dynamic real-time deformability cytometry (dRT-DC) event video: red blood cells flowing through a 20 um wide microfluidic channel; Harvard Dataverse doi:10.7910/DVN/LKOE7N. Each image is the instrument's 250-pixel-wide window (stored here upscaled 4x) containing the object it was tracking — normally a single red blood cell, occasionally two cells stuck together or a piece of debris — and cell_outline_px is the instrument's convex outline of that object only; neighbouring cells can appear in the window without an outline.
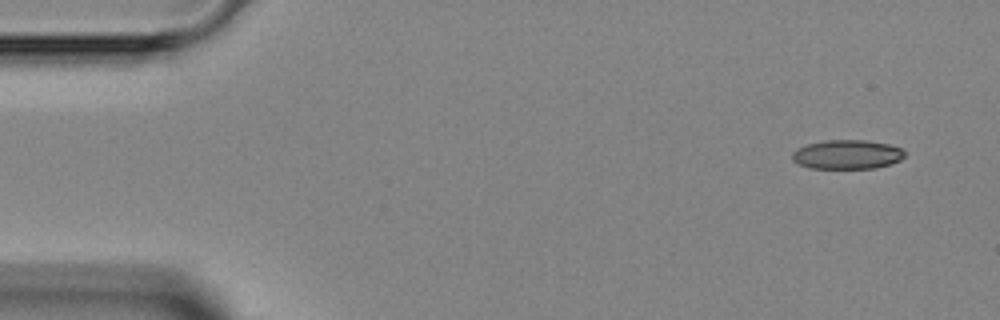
{"species": "Egyptian fruit bat (a non-hibernating species)", "species_latin": "Rousettus aegyptiacus", "temperature_condition": "room temperature", "stored_images_in_passage": 4, "camera_frame_rate_fps": 3000, "um_per_image_px": 0.085, "animal": {"sex": "female"}, "frame": {"image": 1, "passage_image": 1, "time_ms": 0.0, "image_size_px": [1000, 320], "cell_outline_px": [[904, 156], [900, 160], [876, 168], [808, 168], [792, 160], [792, 152], [796, 148], [808, 144], [824, 140], [864, 140], [888, 144], [900, 148], [904, 152]], "centroid_in_image_um": [71.96, 13.13], "position_along_channel_um": 13.0, "area_um2": 19.02}}
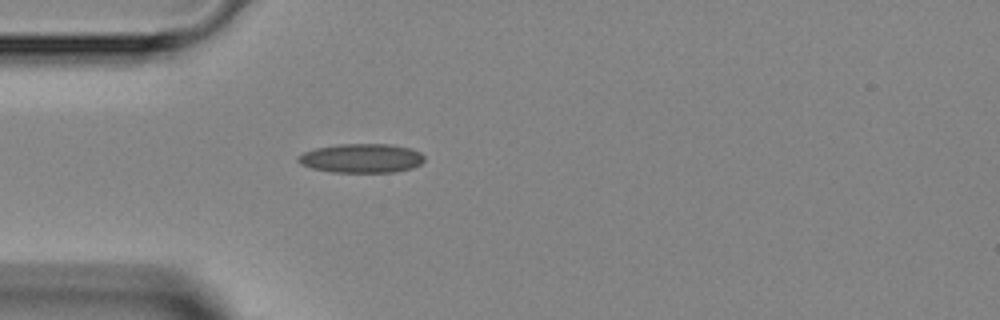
{"frame": {"image": 2, "passage_image": 4, "time_ms": 3.333, "image_size_px": [1000, 320], "cell_outline_px": [[424, 160], [420, 164], [412, 168], [396, 172], [332, 172], [312, 168], [300, 164], [296, 160], [296, 156], [304, 152], [316, 148], [336, 144], [388, 144], [412, 148], [420, 152], [424, 156]], "centroid_in_image_um": [30.72, 13.45], "position_along_channel_um": 54.3, "area_um2": 21.56}}